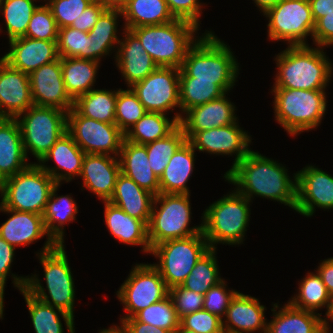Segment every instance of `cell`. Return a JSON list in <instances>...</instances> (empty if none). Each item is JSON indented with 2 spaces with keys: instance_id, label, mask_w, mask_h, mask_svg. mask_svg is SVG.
<instances>
[{
  "instance_id": "obj_1",
  "label": "cell",
  "mask_w": 333,
  "mask_h": 333,
  "mask_svg": "<svg viewBox=\"0 0 333 333\" xmlns=\"http://www.w3.org/2000/svg\"><path fill=\"white\" fill-rule=\"evenodd\" d=\"M283 164L251 150L241 161L224 174L225 181L251 202L256 197L270 199L296 208V173L293 179Z\"/></svg>"
},
{
  "instance_id": "obj_2",
  "label": "cell",
  "mask_w": 333,
  "mask_h": 333,
  "mask_svg": "<svg viewBox=\"0 0 333 333\" xmlns=\"http://www.w3.org/2000/svg\"><path fill=\"white\" fill-rule=\"evenodd\" d=\"M36 256L44 269L46 288L36 273L25 277L11 273L14 287L19 291L25 288L36 298L74 318L75 284L65 244H57L52 250L36 253Z\"/></svg>"
},
{
  "instance_id": "obj_3",
  "label": "cell",
  "mask_w": 333,
  "mask_h": 333,
  "mask_svg": "<svg viewBox=\"0 0 333 333\" xmlns=\"http://www.w3.org/2000/svg\"><path fill=\"white\" fill-rule=\"evenodd\" d=\"M214 33L206 30L187 50L179 77L214 81L228 93L236 85L241 69L230 46Z\"/></svg>"
},
{
  "instance_id": "obj_4",
  "label": "cell",
  "mask_w": 333,
  "mask_h": 333,
  "mask_svg": "<svg viewBox=\"0 0 333 333\" xmlns=\"http://www.w3.org/2000/svg\"><path fill=\"white\" fill-rule=\"evenodd\" d=\"M323 47L287 46L275 56L277 73L272 88L326 90L333 64Z\"/></svg>"
},
{
  "instance_id": "obj_5",
  "label": "cell",
  "mask_w": 333,
  "mask_h": 333,
  "mask_svg": "<svg viewBox=\"0 0 333 333\" xmlns=\"http://www.w3.org/2000/svg\"><path fill=\"white\" fill-rule=\"evenodd\" d=\"M251 201L235 189L210 204L202 213V232L210 248L240 245L250 221Z\"/></svg>"
},
{
  "instance_id": "obj_6",
  "label": "cell",
  "mask_w": 333,
  "mask_h": 333,
  "mask_svg": "<svg viewBox=\"0 0 333 333\" xmlns=\"http://www.w3.org/2000/svg\"><path fill=\"white\" fill-rule=\"evenodd\" d=\"M270 92L275 120L289 136L318 128L326 115L325 90L272 88Z\"/></svg>"
},
{
  "instance_id": "obj_7",
  "label": "cell",
  "mask_w": 333,
  "mask_h": 333,
  "mask_svg": "<svg viewBox=\"0 0 333 333\" xmlns=\"http://www.w3.org/2000/svg\"><path fill=\"white\" fill-rule=\"evenodd\" d=\"M199 30L194 24L180 19L131 29L158 67L179 69L187 50L199 38L196 35Z\"/></svg>"
},
{
  "instance_id": "obj_8",
  "label": "cell",
  "mask_w": 333,
  "mask_h": 333,
  "mask_svg": "<svg viewBox=\"0 0 333 333\" xmlns=\"http://www.w3.org/2000/svg\"><path fill=\"white\" fill-rule=\"evenodd\" d=\"M190 196L178 193H159L154 196L148 224V241L151 248L168 240L202 232V223L189 228L192 215Z\"/></svg>"
},
{
  "instance_id": "obj_9",
  "label": "cell",
  "mask_w": 333,
  "mask_h": 333,
  "mask_svg": "<svg viewBox=\"0 0 333 333\" xmlns=\"http://www.w3.org/2000/svg\"><path fill=\"white\" fill-rule=\"evenodd\" d=\"M56 182L39 164L27 168L0 183V204L11 210L43 215Z\"/></svg>"
},
{
  "instance_id": "obj_10",
  "label": "cell",
  "mask_w": 333,
  "mask_h": 333,
  "mask_svg": "<svg viewBox=\"0 0 333 333\" xmlns=\"http://www.w3.org/2000/svg\"><path fill=\"white\" fill-rule=\"evenodd\" d=\"M19 123L24 150L33 155L37 164L56 141L67 132V112L32 105L16 117Z\"/></svg>"
},
{
  "instance_id": "obj_11",
  "label": "cell",
  "mask_w": 333,
  "mask_h": 333,
  "mask_svg": "<svg viewBox=\"0 0 333 333\" xmlns=\"http://www.w3.org/2000/svg\"><path fill=\"white\" fill-rule=\"evenodd\" d=\"M210 249L203 232L159 243L151 248L159 262L152 265L159 271L166 286L170 289L181 285L199 258Z\"/></svg>"
},
{
  "instance_id": "obj_12",
  "label": "cell",
  "mask_w": 333,
  "mask_h": 333,
  "mask_svg": "<svg viewBox=\"0 0 333 333\" xmlns=\"http://www.w3.org/2000/svg\"><path fill=\"white\" fill-rule=\"evenodd\" d=\"M263 16L268 20L270 41L283 40L288 46L309 45L306 38L312 39L315 21L308 0H279Z\"/></svg>"
},
{
  "instance_id": "obj_13",
  "label": "cell",
  "mask_w": 333,
  "mask_h": 333,
  "mask_svg": "<svg viewBox=\"0 0 333 333\" xmlns=\"http://www.w3.org/2000/svg\"><path fill=\"white\" fill-rule=\"evenodd\" d=\"M116 295L127 313L120 318H131L140 310L166 298L169 288L152 264L136 263Z\"/></svg>"
},
{
  "instance_id": "obj_14",
  "label": "cell",
  "mask_w": 333,
  "mask_h": 333,
  "mask_svg": "<svg viewBox=\"0 0 333 333\" xmlns=\"http://www.w3.org/2000/svg\"><path fill=\"white\" fill-rule=\"evenodd\" d=\"M67 132L86 154L118 157L124 140V133L116 123L82 116L74 108L67 113Z\"/></svg>"
},
{
  "instance_id": "obj_15",
  "label": "cell",
  "mask_w": 333,
  "mask_h": 333,
  "mask_svg": "<svg viewBox=\"0 0 333 333\" xmlns=\"http://www.w3.org/2000/svg\"><path fill=\"white\" fill-rule=\"evenodd\" d=\"M180 69L157 67L144 80L134 83L130 88L137 95L147 112L173 113L180 109L179 102Z\"/></svg>"
},
{
  "instance_id": "obj_16",
  "label": "cell",
  "mask_w": 333,
  "mask_h": 333,
  "mask_svg": "<svg viewBox=\"0 0 333 333\" xmlns=\"http://www.w3.org/2000/svg\"><path fill=\"white\" fill-rule=\"evenodd\" d=\"M239 119L230 125L203 131H183L195 150L210 155L235 156L231 168L250 151L251 135L239 125Z\"/></svg>"
},
{
  "instance_id": "obj_17",
  "label": "cell",
  "mask_w": 333,
  "mask_h": 333,
  "mask_svg": "<svg viewBox=\"0 0 333 333\" xmlns=\"http://www.w3.org/2000/svg\"><path fill=\"white\" fill-rule=\"evenodd\" d=\"M296 208L302 216L311 217L319 209H333V176L316 167L306 165L296 172Z\"/></svg>"
},
{
  "instance_id": "obj_18",
  "label": "cell",
  "mask_w": 333,
  "mask_h": 333,
  "mask_svg": "<svg viewBox=\"0 0 333 333\" xmlns=\"http://www.w3.org/2000/svg\"><path fill=\"white\" fill-rule=\"evenodd\" d=\"M34 105L53 107L69 112L74 101L68 95L62 78L61 57L42 65L29 74Z\"/></svg>"
},
{
  "instance_id": "obj_19",
  "label": "cell",
  "mask_w": 333,
  "mask_h": 333,
  "mask_svg": "<svg viewBox=\"0 0 333 333\" xmlns=\"http://www.w3.org/2000/svg\"><path fill=\"white\" fill-rule=\"evenodd\" d=\"M0 212L10 215L0 226V236L14 248L30 245L44 236H47L46 241L37 254L50 251L57 245L45 230L43 215L11 210L1 204Z\"/></svg>"
},
{
  "instance_id": "obj_20",
  "label": "cell",
  "mask_w": 333,
  "mask_h": 333,
  "mask_svg": "<svg viewBox=\"0 0 333 333\" xmlns=\"http://www.w3.org/2000/svg\"><path fill=\"white\" fill-rule=\"evenodd\" d=\"M32 105L29 74L0 58V117L16 118Z\"/></svg>"
},
{
  "instance_id": "obj_21",
  "label": "cell",
  "mask_w": 333,
  "mask_h": 333,
  "mask_svg": "<svg viewBox=\"0 0 333 333\" xmlns=\"http://www.w3.org/2000/svg\"><path fill=\"white\" fill-rule=\"evenodd\" d=\"M123 38L119 41L115 54L116 67L124 77L127 87L144 80L158 66L146 52L139 38L128 29H122Z\"/></svg>"
},
{
  "instance_id": "obj_22",
  "label": "cell",
  "mask_w": 333,
  "mask_h": 333,
  "mask_svg": "<svg viewBox=\"0 0 333 333\" xmlns=\"http://www.w3.org/2000/svg\"><path fill=\"white\" fill-rule=\"evenodd\" d=\"M120 173L118 157L107 154H85L80 174L83 180L82 189L87 188L102 202L109 201Z\"/></svg>"
},
{
  "instance_id": "obj_23",
  "label": "cell",
  "mask_w": 333,
  "mask_h": 333,
  "mask_svg": "<svg viewBox=\"0 0 333 333\" xmlns=\"http://www.w3.org/2000/svg\"><path fill=\"white\" fill-rule=\"evenodd\" d=\"M9 42V52L1 58L13 68L30 74L59 58L57 41L20 37Z\"/></svg>"
},
{
  "instance_id": "obj_24",
  "label": "cell",
  "mask_w": 333,
  "mask_h": 333,
  "mask_svg": "<svg viewBox=\"0 0 333 333\" xmlns=\"http://www.w3.org/2000/svg\"><path fill=\"white\" fill-rule=\"evenodd\" d=\"M265 305L256 297L238 292L222 319L223 331L230 333H266ZM226 317V318H225Z\"/></svg>"
},
{
  "instance_id": "obj_25",
  "label": "cell",
  "mask_w": 333,
  "mask_h": 333,
  "mask_svg": "<svg viewBox=\"0 0 333 333\" xmlns=\"http://www.w3.org/2000/svg\"><path fill=\"white\" fill-rule=\"evenodd\" d=\"M85 152L75 143L72 136L66 132L51 147L48 153L38 163L56 183L71 182L73 178L80 177ZM53 160L54 167L48 164ZM63 182V183H62Z\"/></svg>"
},
{
  "instance_id": "obj_26",
  "label": "cell",
  "mask_w": 333,
  "mask_h": 333,
  "mask_svg": "<svg viewBox=\"0 0 333 333\" xmlns=\"http://www.w3.org/2000/svg\"><path fill=\"white\" fill-rule=\"evenodd\" d=\"M225 93L213 101L187 110L181 117L179 125L183 131H203L214 127L230 125L238 120L237 108Z\"/></svg>"
},
{
  "instance_id": "obj_27",
  "label": "cell",
  "mask_w": 333,
  "mask_h": 333,
  "mask_svg": "<svg viewBox=\"0 0 333 333\" xmlns=\"http://www.w3.org/2000/svg\"><path fill=\"white\" fill-rule=\"evenodd\" d=\"M272 305L273 319L267 322L266 333H324L326 331L322 313L296 308L288 301L282 307L277 303Z\"/></svg>"
},
{
  "instance_id": "obj_28",
  "label": "cell",
  "mask_w": 333,
  "mask_h": 333,
  "mask_svg": "<svg viewBox=\"0 0 333 333\" xmlns=\"http://www.w3.org/2000/svg\"><path fill=\"white\" fill-rule=\"evenodd\" d=\"M27 160L18 121L0 117V183L27 168Z\"/></svg>"
},
{
  "instance_id": "obj_29",
  "label": "cell",
  "mask_w": 333,
  "mask_h": 333,
  "mask_svg": "<svg viewBox=\"0 0 333 333\" xmlns=\"http://www.w3.org/2000/svg\"><path fill=\"white\" fill-rule=\"evenodd\" d=\"M104 218L108 232L119 242L132 246H140L142 252L150 254L148 226L137 218L131 217L121 208L109 201H103Z\"/></svg>"
},
{
  "instance_id": "obj_30",
  "label": "cell",
  "mask_w": 333,
  "mask_h": 333,
  "mask_svg": "<svg viewBox=\"0 0 333 333\" xmlns=\"http://www.w3.org/2000/svg\"><path fill=\"white\" fill-rule=\"evenodd\" d=\"M117 46L118 43H97L87 32L71 26L58 30L57 52L59 57L90 59L100 63L102 57L110 56L112 51L116 53Z\"/></svg>"
},
{
  "instance_id": "obj_31",
  "label": "cell",
  "mask_w": 333,
  "mask_h": 333,
  "mask_svg": "<svg viewBox=\"0 0 333 333\" xmlns=\"http://www.w3.org/2000/svg\"><path fill=\"white\" fill-rule=\"evenodd\" d=\"M120 171L154 196L160 193L159 178L152 171L145 145L123 140L118 155Z\"/></svg>"
},
{
  "instance_id": "obj_32",
  "label": "cell",
  "mask_w": 333,
  "mask_h": 333,
  "mask_svg": "<svg viewBox=\"0 0 333 333\" xmlns=\"http://www.w3.org/2000/svg\"><path fill=\"white\" fill-rule=\"evenodd\" d=\"M154 195L142 189L123 173L117 177L114 193L109 200L131 217L142 220L147 226L151 217Z\"/></svg>"
},
{
  "instance_id": "obj_33",
  "label": "cell",
  "mask_w": 333,
  "mask_h": 333,
  "mask_svg": "<svg viewBox=\"0 0 333 333\" xmlns=\"http://www.w3.org/2000/svg\"><path fill=\"white\" fill-rule=\"evenodd\" d=\"M195 149L186 140L171 156L159 178L160 193L191 194L187 185L195 166Z\"/></svg>"
},
{
  "instance_id": "obj_34",
  "label": "cell",
  "mask_w": 333,
  "mask_h": 333,
  "mask_svg": "<svg viewBox=\"0 0 333 333\" xmlns=\"http://www.w3.org/2000/svg\"><path fill=\"white\" fill-rule=\"evenodd\" d=\"M61 184L56 183L43 213L45 230L49 237L59 245H64V227L76 220L78 206L70 195L58 196Z\"/></svg>"
},
{
  "instance_id": "obj_35",
  "label": "cell",
  "mask_w": 333,
  "mask_h": 333,
  "mask_svg": "<svg viewBox=\"0 0 333 333\" xmlns=\"http://www.w3.org/2000/svg\"><path fill=\"white\" fill-rule=\"evenodd\" d=\"M23 295L35 333H64L61 318L65 322L68 333H75L74 318L54 308L30 294L25 288L20 290Z\"/></svg>"
},
{
  "instance_id": "obj_36",
  "label": "cell",
  "mask_w": 333,
  "mask_h": 333,
  "mask_svg": "<svg viewBox=\"0 0 333 333\" xmlns=\"http://www.w3.org/2000/svg\"><path fill=\"white\" fill-rule=\"evenodd\" d=\"M99 65L95 60L61 57L62 78L73 101L95 88Z\"/></svg>"
},
{
  "instance_id": "obj_37",
  "label": "cell",
  "mask_w": 333,
  "mask_h": 333,
  "mask_svg": "<svg viewBox=\"0 0 333 333\" xmlns=\"http://www.w3.org/2000/svg\"><path fill=\"white\" fill-rule=\"evenodd\" d=\"M121 11L125 20L122 27L128 30L175 20L165 0H129Z\"/></svg>"
},
{
  "instance_id": "obj_38",
  "label": "cell",
  "mask_w": 333,
  "mask_h": 333,
  "mask_svg": "<svg viewBox=\"0 0 333 333\" xmlns=\"http://www.w3.org/2000/svg\"><path fill=\"white\" fill-rule=\"evenodd\" d=\"M179 122L172 116L160 112H146L124 134V139L140 145H145L169 135Z\"/></svg>"
},
{
  "instance_id": "obj_39",
  "label": "cell",
  "mask_w": 333,
  "mask_h": 333,
  "mask_svg": "<svg viewBox=\"0 0 333 333\" xmlns=\"http://www.w3.org/2000/svg\"><path fill=\"white\" fill-rule=\"evenodd\" d=\"M116 90L92 89L74 101L73 108L82 116L104 123H115Z\"/></svg>"
},
{
  "instance_id": "obj_40",
  "label": "cell",
  "mask_w": 333,
  "mask_h": 333,
  "mask_svg": "<svg viewBox=\"0 0 333 333\" xmlns=\"http://www.w3.org/2000/svg\"><path fill=\"white\" fill-rule=\"evenodd\" d=\"M225 92L214 81H194V77H179L180 111L174 118L180 122L182 115L198 105L213 101Z\"/></svg>"
},
{
  "instance_id": "obj_41",
  "label": "cell",
  "mask_w": 333,
  "mask_h": 333,
  "mask_svg": "<svg viewBox=\"0 0 333 333\" xmlns=\"http://www.w3.org/2000/svg\"><path fill=\"white\" fill-rule=\"evenodd\" d=\"M300 282L297 294L288 300L294 307L318 313L320 309L329 310L331 296L327 291L320 275L316 272H307Z\"/></svg>"
},
{
  "instance_id": "obj_42",
  "label": "cell",
  "mask_w": 333,
  "mask_h": 333,
  "mask_svg": "<svg viewBox=\"0 0 333 333\" xmlns=\"http://www.w3.org/2000/svg\"><path fill=\"white\" fill-rule=\"evenodd\" d=\"M216 254L215 248H210L203 254L181 285L204 295L211 287L221 282L224 278L220 276Z\"/></svg>"
},
{
  "instance_id": "obj_43",
  "label": "cell",
  "mask_w": 333,
  "mask_h": 333,
  "mask_svg": "<svg viewBox=\"0 0 333 333\" xmlns=\"http://www.w3.org/2000/svg\"><path fill=\"white\" fill-rule=\"evenodd\" d=\"M38 0H2L0 13L3 14L8 40L24 37Z\"/></svg>"
},
{
  "instance_id": "obj_44",
  "label": "cell",
  "mask_w": 333,
  "mask_h": 333,
  "mask_svg": "<svg viewBox=\"0 0 333 333\" xmlns=\"http://www.w3.org/2000/svg\"><path fill=\"white\" fill-rule=\"evenodd\" d=\"M187 140L183 129L178 125L169 135L145 144L152 171L160 178L171 156Z\"/></svg>"
},
{
  "instance_id": "obj_45",
  "label": "cell",
  "mask_w": 333,
  "mask_h": 333,
  "mask_svg": "<svg viewBox=\"0 0 333 333\" xmlns=\"http://www.w3.org/2000/svg\"><path fill=\"white\" fill-rule=\"evenodd\" d=\"M133 317L139 322L152 325L154 328H162L173 332H177L180 328V318L169 295L163 300L140 310Z\"/></svg>"
},
{
  "instance_id": "obj_46",
  "label": "cell",
  "mask_w": 333,
  "mask_h": 333,
  "mask_svg": "<svg viewBox=\"0 0 333 333\" xmlns=\"http://www.w3.org/2000/svg\"><path fill=\"white\" fill-rule=\"evenodd\" d=\"M146 109L133 90L117 89L115 123L125 134L145 113Z\"/></svg>"
},
{
  "instance_id": "obj_47",
  "label": "cell",
  "mask_w": 333,
  "mask_h": 333,
  "mask_svg": "<svg viewBox=\"0 0 333 333\" xmlns=\"http://www.w3.org/2000/svg\"><path fill=\"white\" fill-rule=\"evenodd\" d=\"M58 27L51 9L44 3L33 12L24 37L37 40L57 41Z\"/></svg>"
},
{
  "instance_id": "obj_48",
  "label": "cell",
  "mask_w": 333,
  "mask_h": 333,
  "mask_svg": "<svg viewBox=\"0 0 333 333\" xmlns=\"http://www.w3.org/2000/svg\"><path fill=\"white\" fill-rule=\"evenodd\" d=\"M95 0H47L58 29L71 26Z\"/></svg>"
},
{
  "instance_id": "obj_49",
  "label": "cell",
  "mask_w": 333,
  "mask_h": 333,
  "mask_svg": "<svg viewBox=\"0 0 333 333\" xmlns=\"http://www.w3.org/2000/svg\"><path fill=\"white\" fill-rule=\"evenodd\" d=\"M119 17L122 18L121 10L106 9L88 32L89 36H93L97 43H119L121 40L117 35Z\"/></svg>"
},
{
  "instance_id": "obj_50",
  "label": "cell",
  "mask_w": 333,
  "mask_h": 333,
  "mask_svg": "<svg viewBox=\"0 0 333 333\" xmlns=\"http://www.w3.org/2000/svg\"><path fill=\"white\" fill-rule=\"evenodd\" d=\"M179 330L194 333H221L223 331L222 319L202 309L181 317Z\"/></svg>"
},
{
  "instance_id": "obj_51",
  "label": "cell",
  "mask_w": 333,
  "mask_h": 333,
  "mask_svg": "<svg viewBox=\"0 0 333 333\" xmlns=\"http://www.w3.org/2000/svg\"><path fill=\"white\" fill-rule=\"evenodd\" d=\"M227 282L223 279L204 294L203 309L223 319L232 299L239 292L227 290Z\"/></svg>"
},
{
  "instance_id": "obj_52",
  "label": "cell",
  "mask_w": 333,
  "mask_h": 333,
  "mask_svg": "<svg viewBox=\"0 0 333 333\" xmlns=\"http://www.w3.org/2000/svg\"><path fill=\"white\" fill-rule=\"evenodd\" d=\"M169 296L179 318L203 309L204 295L188 290L182 285L171 287Z\"/></svg>"
},
{
  "instance_id": "obj_53",
  "label": "cell",
  "mask_w": 333,
  "mask_h": 333,
  "mask_svg": "<svg viewBox=\"0 0 333 333\" xmlns=\"http://www.w3.org/2000/svg\"><path fill=\"white\" fill-rule=\"evenodd\" d=\"M175 19L185 20L200 29L203 3L200 0H165ZM203 8V9H202ZM200 18V19H199Z\"/></svg>"
},
{
  "instance_id": "obj_54",
  "label": "cell",
  "mask_w": 333,
  "mask_h": 333,
  "mask_svg": "<svg viewBox=\"0 0 333 333\" xmlns=\"http://www.w3.org/2000/svg\"><path fill=\"white\" fill-rule=\"evenodd\" d=\"M14 257L15 248L0 236V320L4 318V292Z\"/></svg>"
},
{
  "instance_id": "obj_55",
  "label": "cell",
  "mask_w": 333,
  "mask_h": 333,
  "mask_svg": "<svg viewBox=\"0 0 333 333\" xmlns=\"http://www.w3.org/2000/svg\"><path fill=\"white\" fill-rule=\"evenodd\" d=\"M312 40L313 44L318 47L333 46V13L321 17L315 23Z\"/></svg>"
},
{
  "instance_id": "obj_56",
  "label": "cell",
  "mask_w": 333,
  "mask_h": 333,
  "mask_svg": "<svg viewBox=\"0 0 333 333\" xmlns=\"http://www.w3.org/2000/svg\"><path fill=\"white\" fill-rule=\"evenodd\" d=\"M105 10L106 8L95 0L80 14L77 20H74L71 27L88 33Z\"/></svg>"
},
{
  "instance_id": "obj_57",
  "label": "cell",
  "mask_w": 333,
  "mask_h": 333,
  "mask_svg": "<svg viewBox=\"0 0 333 333\" xmlns=\"http://www.w3.org/2000/svg\"><path fill=\"white\" fill-rule=\"evenodd\" d=\"M119 320L126 333H177L162 328H154L152 325L139 322L134 317L120 318Z\"/></svg>"
},
{
  "instance_id": "obj_58",
  "label": "cell",
  "mask_w": 333,
  "mask_h": 333,
  "mask_svg": "<svg viewBox=\"0 0 333 333\" xmlns=\"http://www.w3.org/2000/svg\"><path fill=\"white\" fill-rule=\"evenodd\" d=\"M330 296H333V257L324 259L316 268Z\"/></svg>"
},
{
  "instance_id": "obj_59",
  "label": "cell",
  "mask_w": 333,
  "mask_h": 333,
  "mask_svg": "<svg viewBox=\"0 0 333 333\" xmlns=\"http://www.w3.org/2000/svg\"><path fill=\"white\" fill-rule=\"evenodd\" d=\"M315 23L323 16L333 13V0H308Z\"/></svg>"
},
{
  "instance_id": "obj_60",
  "label": "cell",
  "mask_w": 333,
  "mask_h": 333,
  "mask_svg": "<svg viewBox=\"0 0 333 333\" xmlns=\"http://www.w3.org/2000/svg\"><path fill=\"white\" fill-rule=\"evenodd\" d=\"M100 2L106 9H119L127 4L129 0H96Z\"/></svg>"
},
{
  "instance_id": "obj_61",
  "label": "cell",
  "mask_w": 333,
  "mask_h": 333,
  "mask_svg": "<svg viewBox=\"0 0 333 333\" xmlns=\"http://www.w3.org/2000/svg\"><path fill=\"white\" fill-rule=\"evenodd\" d=\"M252 1H254V4L257 5L259 11H261L260 13H263L262 15H264L270 8H273L279 0H252Z\"/></svg>"
},
{
  "instance_id": "obj_62",
  "label": "cell",
  "mask_w": 333,
  "mask_h": 333,
  "mask_svg": "<svg viewBox=\"0 0 333 333\" xmlns=\"http://www.w3.org/2000/svg\"><path fill=\"white\" fill-rule=\"evenodd\" d=\"M325 316H326V318L323 317L324 327H325V330L330 331L331 323L329 324V322H333V296L331 297L329 310L327 313H325Z\"/></svg>"
},
{
  "instance_id": "obj_63",
  "label": "cell",
  "mask_w": 333,
  "mask_h": 333,
  "mask_svg": "<svg viewBox=\"0 0 333 333\" xmlns=\"http://www.w3.org/2000/svg\"><path fill=\"white\" fill-rule=\"evenodd\" d=\"M98 333H126L124 328L120 325L117 326V324L110 326L109 328L100 329Z\"/></svg>"
},
{
  "instance_id": "obj_64",
  "label": "cell",
  "mask_w": 333,
  "mask_h": 333,
  "mask_svg": "<svg viewBox=\"0 0 333 333\" xmlns=\"http://www.w3.org/2000/svg\"><path fill=\"white\" fill-rule=\"evenodd\" d=\"M177 333H194V332L186 331V330H178Z\"/></svg>"
}]
</instances>
